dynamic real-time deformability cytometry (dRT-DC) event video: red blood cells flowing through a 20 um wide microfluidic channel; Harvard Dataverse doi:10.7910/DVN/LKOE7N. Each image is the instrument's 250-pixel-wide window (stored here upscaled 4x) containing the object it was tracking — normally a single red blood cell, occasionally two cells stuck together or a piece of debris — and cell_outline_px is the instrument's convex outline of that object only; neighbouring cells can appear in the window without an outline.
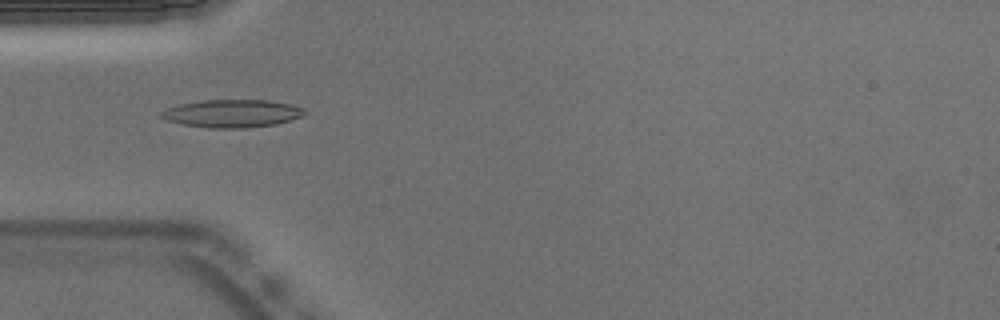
{"species": "Egyptian fruit bat (a non-hibernating species)", "species_latin": "Rousettus aegyptiacus", "temperature_condition": "warm", "stored_images_in_passage": 52, "camera_frame_rate_fps": 3000, "um_per_image_px": 0.085, "animal": {"sex": "male"}, "frame": {"image": 1, "passage_image": 16, "time_ms": 5.0, "image_size_px": [1000, 320], "cell_outline_px": [[308, 112], [304, 116], [276, 124], [244, 128], [208, 128], [180, 124], [164, 120], [160, 116], [160, 112], [168, 108], [180, 104], [204, 100], [268, 100], [292, 104], [304, 108]], "centroid_in_image_um": [19.75, 9.65], "position_along_channel_um": 65.3, "area_um2": 23.47}}
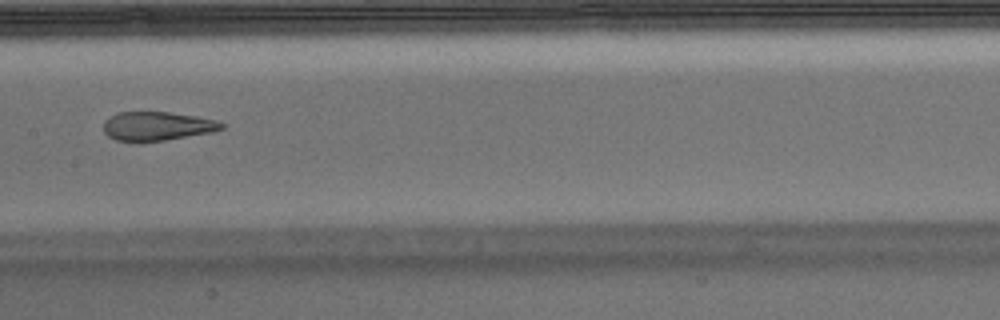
{"frame": {"image": 2, "passage_image": 26, "time_ms": 8.333, "image_size_px": [1000, 320], "cell_outline_px": [[224, 128], [212, 132], [140, 144], [136, 144], [116, 140], [108, 136], [104, 132], [104, 120], [120, 112], [168, 112], [196, 116], [216, 120], [224, 124]], "centroid_in_image_um": [13.32, 10.75], "position_along_channel_um": 194.1, "area_um2": 20.17}}
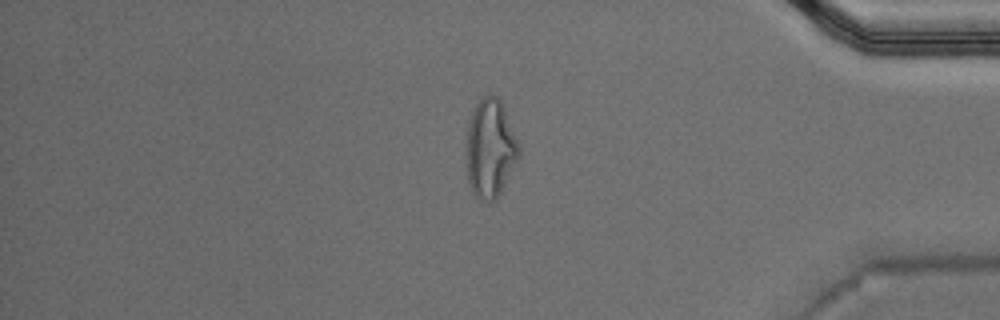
{"frame": {"image": 3, "passage_image": 44, "time_ms": 14.333, "image_size_px": [1000, 320], "cell_outline_px": [[520, 156], [496, 200], [488, 204], [480, 200], [472, 192], [468, 180], [468, 124], [472, 112], [476, 104], [488, 92], [496, 96], [500, 100], [504, 108], [520, 144]], "centroid_in_image_um": [41.7, 12.64], "position_along_channel_um": 393.5, "area_um2": 30.06}, "authors_computed_cell_mechanics": {"area_um2": 21.5883, "velocity_mm_per_s": 3.8244, "shape_relaxation_time_tau1_ms": null, "shape_relaxation_time_tau2_ms": 1.3108, "deformation_change_tau1": null, "deformation_change_tau2": 0.1014}}